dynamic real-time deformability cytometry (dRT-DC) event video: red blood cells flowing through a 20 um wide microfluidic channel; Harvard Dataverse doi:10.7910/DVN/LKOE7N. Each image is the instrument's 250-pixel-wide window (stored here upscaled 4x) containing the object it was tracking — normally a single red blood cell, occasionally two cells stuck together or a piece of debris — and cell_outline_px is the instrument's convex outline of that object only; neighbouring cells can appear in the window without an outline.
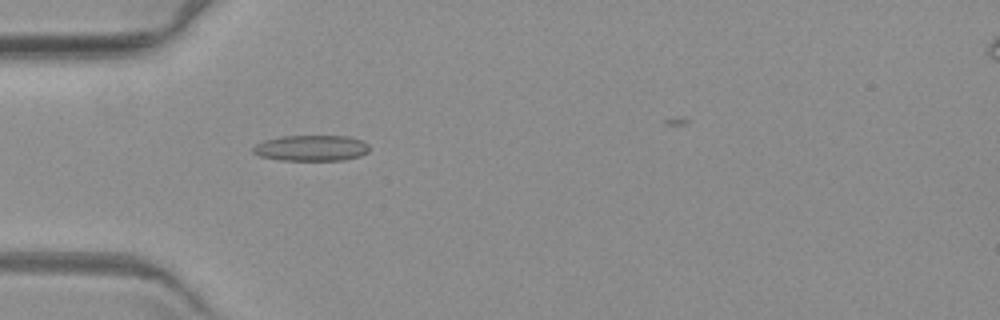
{"species": "common noctule bat (a hibernating species)", "species_latin": "Nyctalus noctula", "temperature_condition": "warm", "stored_images_in_passage": 6, "camera_frame_rate_fps": 3000, "um_per_image_px": 0.085, "animal": {"sex": "female", "body_mass_g": 19.3, "forearm_length_mm": 54.1}, "frame": {"image": 1, "passage_image": 6, "time_ms": 6.0, "image_size_px": [1000, 320], "cell_outline_px": [[368, 152], [360, 156], [344, 160], [280, 160], [260, 156], [252, 152], [252, 148], [256, 144], [264, 140], [284, 136], [348, 136], [364, 140], [368, 144]], "centroid_in_image_um": [26.48, 12.58], "position_along_channel_um": 58.5, "area_um2": 17.57}}